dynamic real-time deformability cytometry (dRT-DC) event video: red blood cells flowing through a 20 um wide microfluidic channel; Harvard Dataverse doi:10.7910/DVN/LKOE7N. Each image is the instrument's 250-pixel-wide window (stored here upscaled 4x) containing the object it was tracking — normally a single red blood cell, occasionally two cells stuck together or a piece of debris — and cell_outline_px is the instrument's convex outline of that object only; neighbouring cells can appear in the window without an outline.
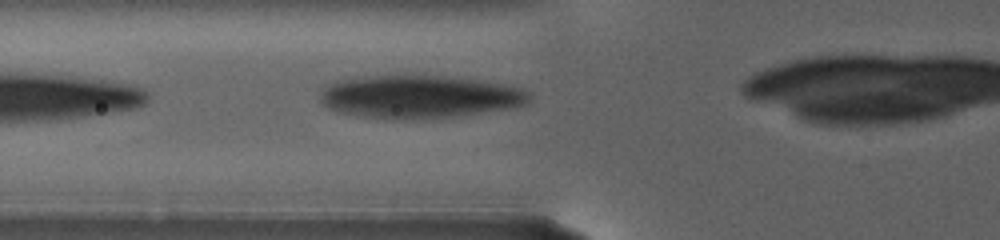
{"species": "human", "species_latin": "Homo sapiens", "temperature_condition": "warm", "stored_images_in_passage": 24, "camera_frame_rate_fps": 3000, "um_per_image_px": 0.085, "donor": {"sex": "female"}, "frame": {"image": 1, "passage_image": 2, "time_ms": 0.667, "image_size_px": [1000, 240], "cell_outline_px": [[532, 100], [528, 104], [512, 108], [452, 116], [360, 116], [340, 112], [328, 108], [320, 100], [320, 92], [328, 84], [340, 80], [364, 76], [440, 76], [476, 80], [508, 84], [524, 88], [532, 96]], "centroid_in_image_um": [35.73, 8.18], "position_along_channel_um": 90.1, "area_um2": 50.92}}
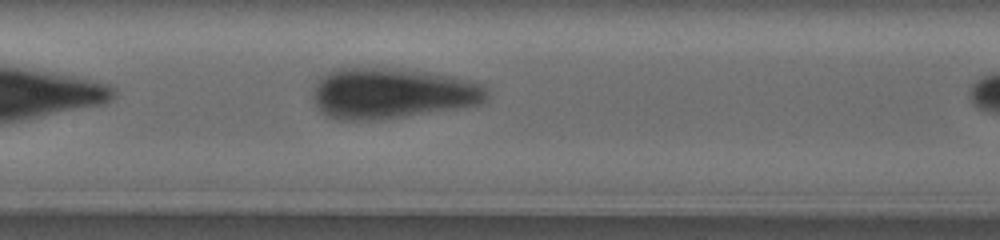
{"frame": {"image": 2, "passage_image": 8, "time_ms": 4.0, "image_size_px": [1000, 240], "cell_outline_px": [[488, 96], [484, 104], [404, 116], [376, 120], [336, 120], [324, 116], [316, 108], [312, 100], [312, 88], [320, 76], [336, 68], [388, 68], [428, 72], [456, 76], [480, 84], [488, 92]], "centroid_in_image_um": [33.25, 7.94], "position_along_channel_um": 174.2, "area_um2": 51.96}}
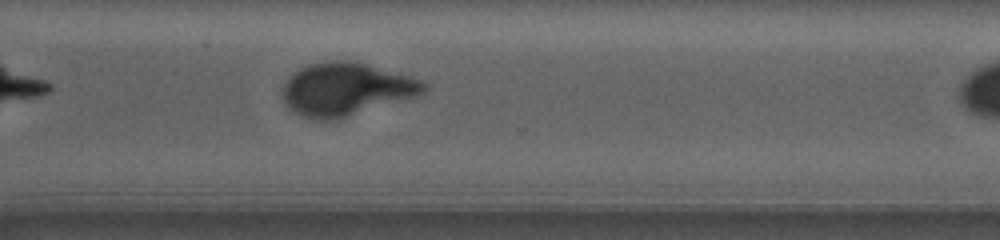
{"frame": {"image": 3, "passage_image": 19, "time_ms": 10.667, "image_size_px": [1000, 240], "cell_outline_px": [[428, 88], [424, 92], [416, 96], [336, 120], [320, 120], [304, 116], [288, 108], [280, 92], [280, 88], [292, 72], [308, 64], [328, 60], [348, 60], [368, 64], [408, 76], [420, 80], [428, 84]], "centroid_in_image_um": [29.36, 7.57], "position_along_channel_um": 341.2, "area_um2": 43.58}}